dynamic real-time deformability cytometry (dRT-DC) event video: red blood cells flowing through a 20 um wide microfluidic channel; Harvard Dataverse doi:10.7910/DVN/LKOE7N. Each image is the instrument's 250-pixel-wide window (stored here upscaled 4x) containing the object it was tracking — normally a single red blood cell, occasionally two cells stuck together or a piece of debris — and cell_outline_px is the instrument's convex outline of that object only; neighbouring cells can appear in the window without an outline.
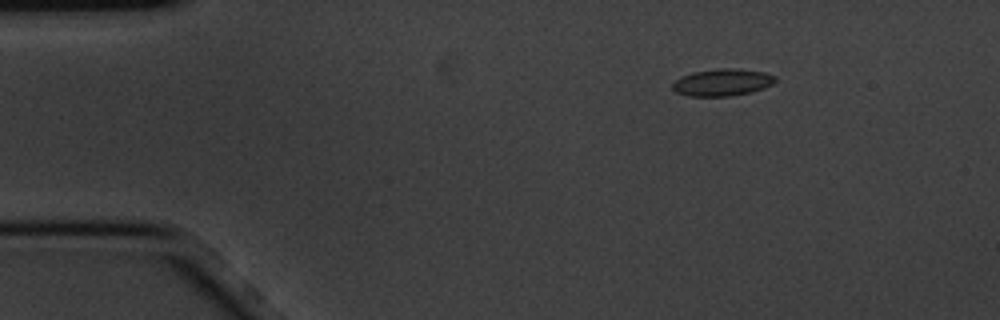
{"species": "common noctule bat (a hibernating species)", "species_latin": "Nyctalus noctula", "temperature_condition": "cold", "stored_images_in_passage": 8, "camera_frame_rate_fps": 3000, "um_per_image_px": 0.085, "animal": {"sex": "male", "body_mass_g": 20.1, "forearm_length_mm": 53.5}, "frame": {"image": 1, "passage_image": 2, "time_ms": 0.333, "image_size_px": [1000, 320], "cell_outline_px": [[776, 80], [772, 84], [764, 88], [752, 92], [728, 96], [688, 96], [676, 92], [672, 88], [672, 84], [680, 76], [692, 72], [720, 68], [732, 68], [764, 72], [776, 76]], "centroid_in_image_um": [61.39, 7.0], "position_along_channel_um": 23.6, "area_um2": 16.24}}
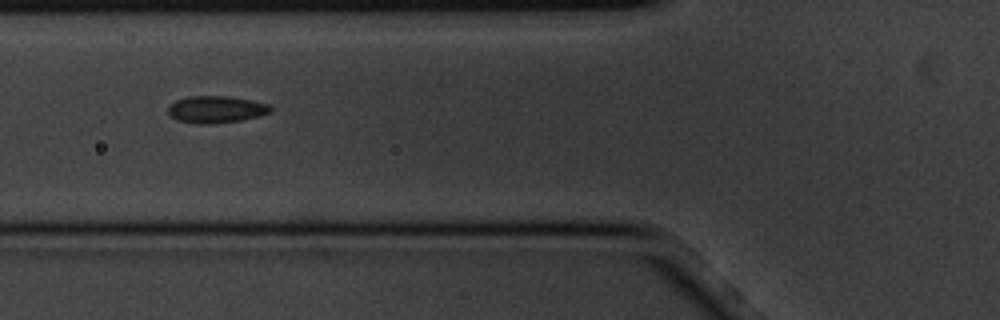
{"frame": {"image": 2, "passage_image": 5, "time_ms": 1.333, "image_size_px": [1000, 320], "cell_outline_px": [[272, 112], [240, 120], [208, 124], [200, 124], [176, 120], [168, 116], [168, 108], [176, 100], [188, 96], [228, 96], [252, 100], [268, 104], [272, 108]], "centroid_in_image_um": [18.34, 9.29], "position_along_channel_um": 107.5, "area_um2": 16.07}}
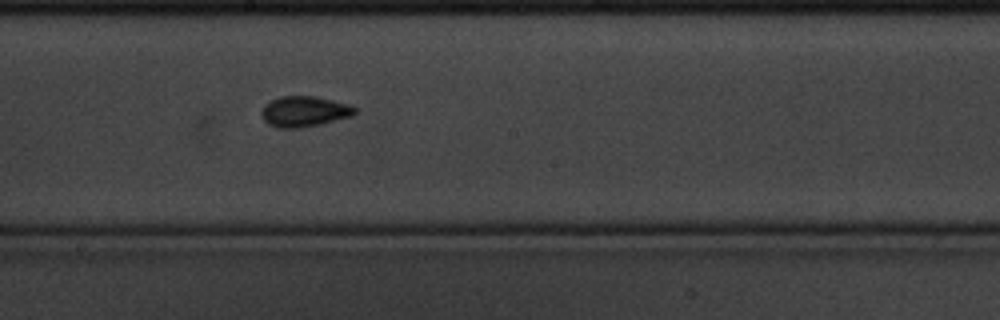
{"frame": {"image": 3, "passage_image": 8, "time_ms": 2.333, "image_size_px": [1000, 320], "cell_outline_px": [[356, 112], [352, 116], [320, 124], [296, 128], [276, 128], [268, 124], [260, 116], [260, 112], [264, 104], [280, 96], [316, 96], [352, 104], [356, 108]], "centroid_in_image_um": [25.86, 9.47], "position_along_channel_um": 222.3, "area_um2": 16.88}}